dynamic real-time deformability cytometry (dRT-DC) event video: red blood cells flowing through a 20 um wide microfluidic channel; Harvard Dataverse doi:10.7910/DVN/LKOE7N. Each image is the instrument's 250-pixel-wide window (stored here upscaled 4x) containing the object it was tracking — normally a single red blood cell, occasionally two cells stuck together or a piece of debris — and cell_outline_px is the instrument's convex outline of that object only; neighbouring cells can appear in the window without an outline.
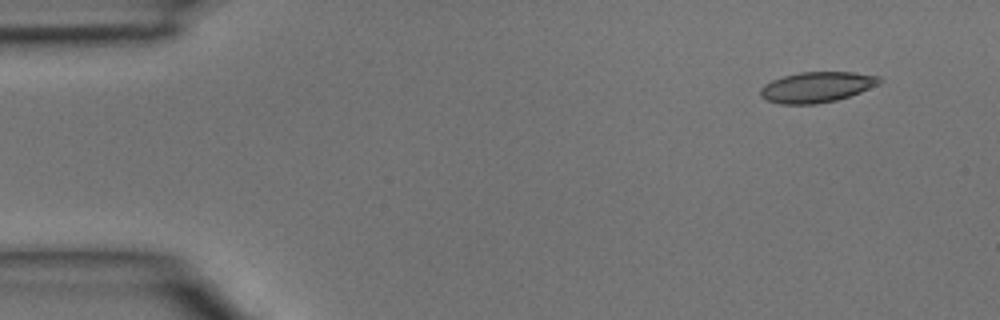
{"species": "common noctule bat (a hibernating species)", "species_latin": "Nyctalus noctula", "temperature_condition": "room temperature", "stored_images_in_passage": 5, "camera_frame_rate_fps": 3000, "um_per_image_px": 0.085, "animal": {"sex": "male", "body_mass_g": 15.6}, "frame": {"image": 1, "passage_image": 1, "time_ms": 0.0, "image_size_px": [1000, 320], "cell_outline_px": [[884, 80], [880, 84], [860, 92], [836, 100], [816, 104], [780, 104], [768, 100], [760, 96], [760, 88], [764, 84], [772, 80], [784, 76], [800, 72], [852, 72], [880, 76]], "centroid_in_image_um": [69.44, 7.4], "position_along_channel_um": 15.6, "area_um2": 21.21}}
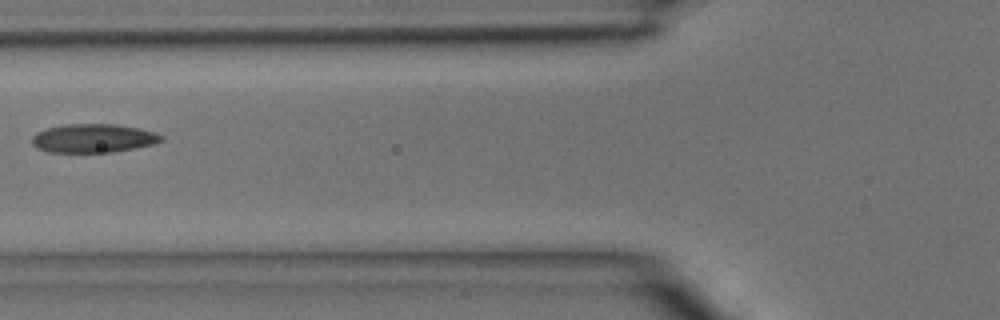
{"frame": {"image": 2, "passage_image": 5, "time_ms": 1.333, "image_size_px": [1000, 320], "cell_outline_px": [[164, 140], [152, 144], [112, 152], [48, 152], [36, 148], [32, 144], [32, 136], [36, 132], [48, 128], [64, 124], [116, 124], [140, 128], [156, 132], [164, 136]], "centroid_in_image_um": [7.93, 11.74], "position_along_channel_um": 117.9, "area_um2": 21.68}}